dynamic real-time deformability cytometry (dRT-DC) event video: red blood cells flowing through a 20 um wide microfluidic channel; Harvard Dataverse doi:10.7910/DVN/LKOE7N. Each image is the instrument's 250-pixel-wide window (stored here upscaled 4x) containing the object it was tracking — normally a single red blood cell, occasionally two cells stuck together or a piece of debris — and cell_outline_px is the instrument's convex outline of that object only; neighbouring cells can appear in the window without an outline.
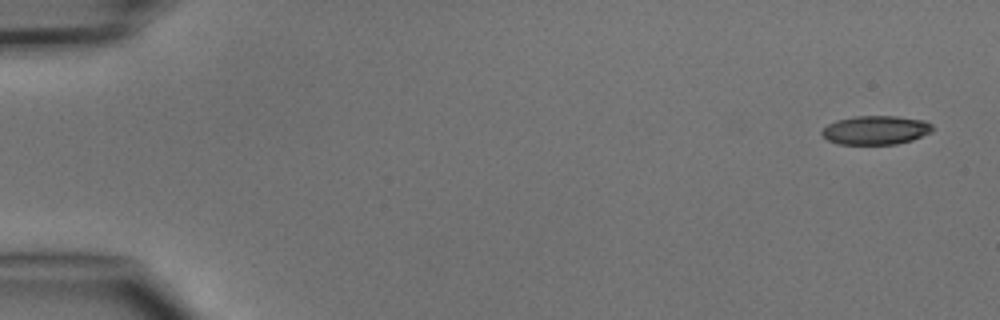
{"species": "common noctule bat (a hibernating species)", "species_latin": "Nyctalus noctula", "temperature_condition": "cold", "stored_images_in_passage": 6, "camera_frame_rate_fps": 3000, "um_per_image_px": 0.085, "animal": {"sex": "male", "body_mass_g": 15.6}, "frame": {"image": 1, "passage_image": 1, "time_ms": 0.0, "image_size_px": [1000, 320], "cell_outline_px": [[936, 128], [932, 132], [912, 140], [896, 144], [840, 144], [828, 140], [820, 132], [828, 124], [836, 120], [856, 116], [896, 116], [924, 120], [932, 124]], "centroid_in_image_um": [74.48, 11.05], "position_along_channel_um": 10.5, "area_um2": 18.67}}
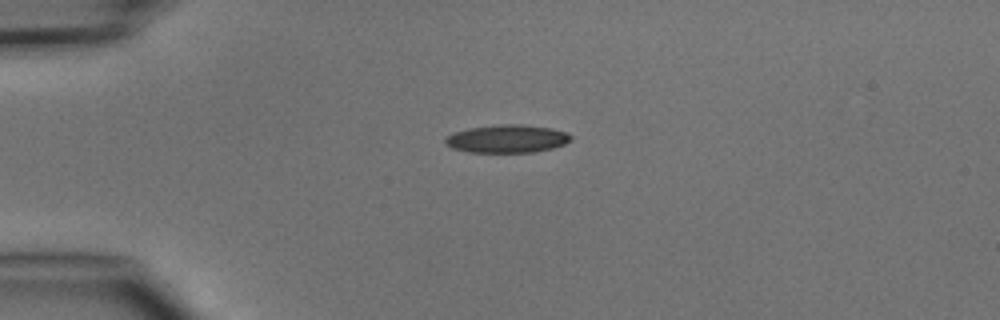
{"frame": {"image": 2, "passage_image": 4, "time_ms": 3.333, "image_size_px": [1000, 320], "cell_outline_px": [[572, 140], [564, 144], [552, 148], [532, 152], [468, 152], [452, 148], [444, 144], [444, 140], [452, 132], [468, 128], [500, 124], [524, 124], [552, 128], [568, 132], [572, 136]], "centroid_in_image_um": [43.1, 11.78], "position_along_channel_um": 41.9, "area_um2": 20.69}}